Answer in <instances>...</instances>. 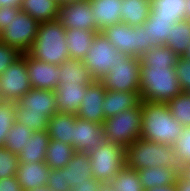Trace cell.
<instances>
[{
  "mask_svg": "<svg viewBox=\"0 0 190 191\" xmlns=\"http://www.w3.org/2000/svg\"><path fill=\"white\" fill-rule=\"evenodd\" d=\"M182 92L175 68L167 64H143L141 62V101L168 103Z\"/></svg>",
  "mask_w": 190,
  "mask_h": 191,
  "instance_id": "6da1fadb",
  "label": "cell"
},
{
  "mask_svg": "<svg viewBox=\"0 0 190 191\" xmlns=\"http://www.w3.org/2000/svg\"><path fill=\"white\" fill-rule=\"evenodd\" d=\"M184 127L172 116L167 103L142 101L140 137L145 140L173 145Z\"/></svg>",
  "mask_w": 190,
  "mask_h": 191,
  "instance_id": "7a4b0ae2",
  "label": "cell"
},
{
  "mask_svg": "<svg viewBox=\"0 0 190 191\" xmlns=\"http://www.w3.org/2000/svg\"><path fill=\"white\" fill-rule=\"evenodd\" d=\"M27 54L36 60L56 65L70 58L63 24L58 19L40 22L37 37Z\"/></svg>",
  "mask_w": 190,
  "mask_h": 191,
  "instance_id": "3957f363",
  "label": "cell"
},
{
  "mask_svg": "<svg viewBox=\"0 0 190 191\" xmlns=\"http://www.w3.org/2000/svg\"><path fill=\"white\" fill-rule=\"evenodd\" d=\"M125 166L137 171L156 166L180 167L173 145L141 137L125 147Z\"/></svg>",
  "mask_w": 190,
  "mask_h": 191,
  "instance_id": "277c9868",
  "label": "cell"
},
{
  "mask_svg": "<svg viewBox=\"0 0 190 191\" xmlns=\"http://www.w3.org/2000/svg\"><path fill=\"white\" fill-rule=\"evenodd\" d=\"M142 126V102L132 109L124 110L102 122L106 141L124 148L140 138Z\"/></svg>",
  "mask_w": 190,
  "mask_h": 191,
  "instance_id": "5b68a950",
  "label": "cell"
},
{
  "mask_svg": "<svg viewBox=\"0 0 190 191\" xmlns=\"http://www.w3.org/2000/svg\"><path fill=\"white\" fill-rule=\"evenodd\" d=\"M101 32L117 50L131 57L141 58L154 46L153 42H148L147 31L141 26H129L120 22L105 27Z\"/></svg>",
  "mask_w": 190,
  "mask_h": 191,
  "instance_id": "8992f818",
  "label": "cell"
},
{
  "mask_svg": "<svg viewBox=\"0 0 190 191\" xmlns=\"http://www.w3.org/2000/svg\"><path fill=\"white\" fill-rule=\"evenodd\" d=\"M93 177L102 184H109L125 167V148L105 141L89 153Z\"/></svg>",
  "mask_w": 190,
  "mask_h": 191,
  "instance_id": "52a82bcc",
  "label": "cell"
},
{
  "mask_svg": "<svg viewBox=\"0 0 190 191\" xmlns=\"http://www.w3.org/2000/svg\"><path fill=\"white\" fill-rule=\"evenodd\" d=\"M128 55L117 50L102 32H98L93 43L82 59L84 66L89 70L94 80H100L112 66H116L120 58H127Z\"/></svg>",
  "mask_w": 190,
  "mask_h": 191,
  "instance_id": "ba28073f",
  "label": "cell"
},
{
  "mask_svg": "<svg viewBox=\"0 0 190 191\" xmlns=\"http://www.w3.org/2000/svg\"><path fill=\"white\" fill-rule=\"evenodd\" d=\"M99 81L106 90L121 92L140 91L141 59L128 56L120 58Z\"/></svg>",
  "mask_w": 190,
  "mask_h": 191,
  "instance_id": "9c48e42d",
  "label": "cell"
},
{
  "mask_svg": "<svg viewBox=\"0 0 190 191\" xmlns=\"http://www.w3.org/2000/svg\"><path fill=\"white\" fill-rule=\"evenodd\" d=\"M2 33L0 41L26 54L37 37L39 22L26 12L20 11Z\"/></svg>",
  "mask_w": 190,
  "mask_h": 191,
  "instance_id": "30bf717a",
  "label": "cell"
},
{
  "mask_svg": "<svg viewBox=\"0 0 190 191\" xmlns=\"http://www.w3.org/2000/svg\"><path fill=\"white\" fill-rule=\"evenodd\" d=\"M31 89L26 69V54H22L0 75V98L17 102Z\"/></svg>",
  "mask_w": 190,
  "mask_h": 191,
  "instance_id": "8fae6325",
  "label": "cell"
},
{
  "mask_svg": "<svg viewBox=\"0 0 190 191\" xmlns=\"http://www.w3.org/2000/svg\"><path fill=\"white\" fill-rule=\"evenodd\" d=\"M57 19L65 29H84L101 32L93 17L89 0H74L60 3Z\"/></svg>",
  "mask_w": 190,
  "mask_h": 191,
  "instance_id": "7c38bea8",
  "label": "cell"
},
{
  "mask_svg": "<svg viewBox=\"0 0 190 191\" xmlns=\"http://www.w3.org/2000/svg\"><path fill=\"white\" fill-rule=\"evenodd\" d=\"M106 89L99 80L92 81L86 87V92L76 116L83 120L100 123L105 120L103 102Z\"/></svg>",
  "mask_w": 190,
  "mask_h": 191,
  "instance_id": "4fadbf2b",
  "label": "cell"
},
{
  "mask_svg": "<svg viewBox=\"0 0 190 191\" xmlns=\"http://www.w3.org/2000/svg\"><path fill=\"white\" fill-rule=\"evenodd\" d=\"M106 141L102 124L77 118L72 147L75 152L89 154Z\"/></svg>",
  "mask_w": 190,
  "mask_h": 191,
  "instance_id": "5bb4252c",
  "label": "cell"
},
{
  "mask_svg": "<svg viewBox=\"0 0 190 191\" xmlns=\"http://www.w3.org/2000/svg\"><path fill=\"white\" fill-rule=\"evenodd\" d=\"M26 69L31 88L56 90L60 75L59 65L36 60L26 53Z\"/></svg>",
  "mask_w": 190,
  "mask_h": 191,
  "instance_id": "9a60e30c",
  "label": "cell"
},
{
  "mask_svg": "<svg viewBox=\"0 0 190 191\" xmlns=\"http://www.w3.org/2000/svg\"><path fill=\"white\" fill-rule=\"evenodd\" d=\"M16 103L26 113L44 114L48 119L58 112L53 90L31 88Z\"/></svg>",
  "mask_w": 190,
  "mask_h": 191,
  "instance_id": "2e32d148",
  "label": "cell"
},
{
  "mask_svg": "<svg viewBox=\"0 0 190 191\" xmlns=\"http://www.w3.org/2000/svg\"><path fill=\"white\" fill-rule=\"evenodd\" d=\"M50 168L43 162H19L16 173L17 182L20 184L22 191H29L47 184Z\"/></svg>",
  "mask_w": 190,
  "mask_h": 191,
  "instance_id": "e0dca14e",
  "label": "cell"
},
{
  "mask_svg": "<svg viewBox=\"0 0 190 191\" xmlns=\"http://www.w3.org/2000/svg\"><path fill=\"white\" fill-rule=\"evenodd\" d=\"M87 85L60 84L54 91L58 112L76 115L84 98Z\"/></svg>",
  "mask_w": 190,
  "mask_h": 191,
  "instance_id": "ac0fdd59",
  "label": "cell"
},
{
  "mask_svg": "<svg viewBox=\"0 0 190 191\" xmlns=\"http://www.w3.org/2000/svg\"><path fill=\"white\" fill-rule=\"evenodd\" d=\"M141 102L140 91L121 92L106 90L103 102L105 119L113 117L124 110L136 108Z\"/></svg>",
  "mask_w": 190,
  "mask_h": 191,
  "instance_id": "d6986e66",
  "label": "cell"
},
{
  "mask_svg": "<svg viewBox=\"0 0 190 191\" xmlns=\"http://www.w3.org/2000/svg\"><path fill=\"white\" fill-rule=\"evenodd\" d=\"M180 173V167L156 166L138 170L139 179L144 190L172 185L177 181Z\"/></svg>",
  "mask_w": 190,
  "mask_h": 191,
  "instance_id": "ffe728a7",
  "label": "cell"
},
{
  "mask_svg": "<svg viewBox=\"0 0 190 191\" xmlns=\"http://www.w3.org/2000/svg\"><path fill=\"white\" fill-rule=\"evenodd\" d=\"M97 28L102 31L105 27L120 23L122 0H89Z\"/></svg>",
  "mask_w": 190,
  "mask_h": 191,
  "instance_id": "44dd1931",
  "label": "cell"
},
{
  "mask_svg": "<svg viewBox=\"0 0 190 191\" xmlns=\"http://www.w3.org/2000/svg\"><path fill=\"white\" fill-rule=\"evenodd\" d=\"M65 178L69 188L74 189L79 183L86 179H93L90 155L82 152H75L72 159L64 167Z\"/></svg>",
  "mask_w": 190,
  "mask_h": 191,
  "instance_id": "7402d4cb",
  "label": "cell"
},
{
  "mask_svg": "<svg viewBox=\"0 0 190 191\" xmlns=\"http://www.w3.org/2000/svg\"><path fill=\"white\" fill-rule=\"evenodd\" d=\"M78 117L63 112L55 113L48 121L47 133L51 139L71 145L73 143L75 122Z\"/></svg>",
  "mask_w": 190,
  "mask_h": 191,
  "instance_id": "603a6c76",
  "label": "cell"
},
{
  "mask_svg": "<svg viewBox=\"0 0 190 191\" xmlns=\"http://www.w3.org/2000/svg\"><path fill=\"white\" fill-rule=\"evenodd\" d=\"M51 138L46 130L33 131L28 142L18 153L19 162H43L45 160L46 148L49 145Z\"/></svg>",
  "mask_w": 190,
  "mask_h": 191,
  "instance_id": "cb8c5ba5",
  "label": "cell"
},
{
  "mask_svg": "<svg viewBox=\"0 0 190 191\" xmlns=\"http://www.w3.org/2000/svg\"><path fill=\"white\" fill-rule=\"evenodd\" d=\"M60 84H82L89 85L94 79L89 70L84 66L83 61L79 59L68 58L59 65Z\"/></svg>",
  "mask_w": 190,
  "mask_h": 191,
  "instance_id": "d4e9b609",
  "label": "cell"
},
{
  "mask_svg": "<svg viewBox=\"0 0 190 191\" xmlns=\"http://www.w3.org/2000/svg\"><path fill=\"white\" fill-rule=\"evenodd\" d=\"M97 33L95 30L66 29V40L70 58L84 59Z\"/></svg>",
  "mask_w": 190,
  "mask_h": 191,
  "instance_id": "484cf974",
  "label": "cell"
},
{
  "mask_svg": "<svg viewBox=\"0 0 190 191\" xmlns=\"http://www.w3.org/2000/svg\"><path fill=\"white\" fill-rule=\"evenodd\" d=\"M59 6V0H23L20 8L40 23L56 20Z\"/></svg>",
  "mask_w": 190,
  "mask_h": 191,
  "instance_id": "4316f807",
  "label": "cell"
},
{
  "mask_svg": "<svg viewBox=\"0 0 190 191\" xmlns=\"http://www.w3.org/2000/svg\"><path fill=\"white\" fill-rule=\"evenodd\" d=\"M121 19L129 26H142L151 11L150 0H122Z\"/></svg>",
  "mask_w": 190,
  "mask_h": 191,
  "instance_id": "83f0119b",
  "label": "cell"
},
{
  "mask_svg": "<svg viewBox=\"0 0 190 191\" xmlns=\"http://www.w3.org/2000/svg\"><path fill=\"white\" fill-rule=\"evenodd\" d=\"M150 2L149 16L173 19L174 22L186 19V0H150Z\"/></svg>",
  "mask_w": 190,
  "mask_h": 191,
  "instance_id": "f1b7e54d",
  "label": "cell"
},
{
  "mask_svg": "<svg viewBox=\"0 0 190 191\" xmlns=\"http://www.w3.org/2000/svg\"><path fill=\"white\" fill-rule=\"evenodd\" d=\"M74 153L75 149L72 145L51 139L46 148L44 162L50 169H60L68 164Z\"/></svg>",
  "mask_w": 190,
  "mask_h": 191,
  "instance_id": "f546056e",
  "label": "cell"
},
{
  "mask_svg": "<svg viewBox=\"0 0 190 191\" xmlns=\"http://www.w3.org/2000/svg\"><path fill=\"white\" fill-rule=\"evenodd\" d=\"M174 23L173 19L149 16L141 27L147 31L148 42H153L154 45H165L169 38V32L174 28Z\"/></svg>",
  "mask_w": 190,
  "mask_h": 191,
  "instance_id": "4dcf8cb0",
  "label": "cell"
},
{
  "mask_svg": "<svg viewBox=\"0 0 190 191\" xmlns=\"http://www.w3.org/2000/svg\"><path fill=\"white\" fill-rule=\"evenodd\" d=\"M190 43V21L187 19L174 23V28L169 32L166 46L171 48L179 57L183 56Z\"/></svg>",
  "mask_w": 190,
  "mask_h": 191,
  "instance_id": "1f68e13d",
  "label": "cell"
},
{
  "mask_svg": "<svg viewBox=\"0 0 190 191\" xmlns=\"http://www.w3.org/2000/svg\"><path fill=\"white\" fill-rule=\"evenodd\" d=\"M140 59L143 64H167L175 68L178 56L166 45L156 44L148 49Z\"/></svg>",
  "mask_w": 190,
  "mask_h": 191,
  "instance_id": "d6a6232c",
  "label": "cell"
},
{
  "mask_svg": "<svg viewBox=\"0 0 190 191\" xmlns=\"http://www.w3.org/2000/svg\"><path fill=\"white\" fill-rule=\"evenodd\" d=\"M32 134V130L15 121L7 134L4 147L11 153L18 155Z\"/></svg>",
  "mask_w": 190,
  "mask_h": 191,
  "instance_id": "836d02e7",
  "label": "cell"
},
{
  "mask_svg": "<svg viewBox=\"0 0 190 191\" xmlns=\"http://www.w3.org/2000/svg\"><path fill=\"white\" fill-rule=\"evenodd\" d=\"M114 191H144L138 171L124 167L108 184Z\"/></svg>",
  "mask_w": 190,
  "mask_h": 191,
  "instance_id": "e575fe53",
  "label": "cell"
},
{
  "mask_svg": "<svg viewBox=\"0 0 190 191\" xmlns=\"http://www.w3.org/2000/svg\"><path fill=\"white\" fill-rule=\"evenodd\" d=\"M167 106L172 116L183 126H190V92L183 91L171 99Z\"/></svg>",
  "mask_w": 190,
  "mask_h": 191,
  "instance_id": "d590c367",
  "label": "cell"
},
{
  "mask_svg": "<svg viewBox=\"0 0 190 191\" xmlns=\"http://www.w3.org/2000/svg\"><path fill=\"white\" fill-rule=\"evenodd\" d=\"M16 122L28 127L32 131L47 130L49 119L44 114L26 113L15 103Z\"/></svg>",
  "mask_w": 190,
  "mask_h": 191,
  "instance_id": "8d00e7d4",
  "label": "cell"
},
{
  "mask_svg": "<svg viewBox=\"0 0 190 191\" xmlns=\"http://www.w3.org/2000/svg\"><path fill=\"white\" fill-rule=\"evenodd\" d=\"M16 121L15 102H0V147H4V143L9 130Z\"/></svg>",
  "mask_w": 190,
  "mask_h": 191,
  "instance_id": "74e56055",
  "label": "cell"
},
{
  "mask_svg": "<svg viewBox=\"0 0 190 191\" xmlns=\"http://www.w3.org/2000/svg\"><path fill=\"white\" fill-rule=\"evenodd\" d=\"M173 148L180 169L190 164V126L184 127L182 135L174 142Z\"/></svg>",
  "mask_w": 190,
  "mask_h": 191,
  "instance_id": "f35d334b",
  "label": "cell"
},
{
  "mask_svg": "<svg viewBox=\"0 0 190 191\" xmlns=\"http://www.w3.org/2000/svg\"><path fill=\"white\" fill-rule=\"evenodd\" d=\"M19 159L5 147H0V179L16 176Z\"/></svg>",
  "mask_w": 190,
  "mask_h": 191,
  "instance_id": "ab89813d",
  "label": "cell"
},
{
  "mask_svg": "<svg viewBox=\"0 0 190 191\" xmlns=\"http://www.w3.org/2000/svg\"><path fill=\"white\" fill-rule=\"evenodd\" d=\"M175 71L182 91L190 92V59L179 56Z\"/></svg>",
  "mask_w": 190,
  "mask_h": 191,
  "instance_id": "60d3db41",
  "label": "cell"
},
{
  "mask_svg": "<svg viewBox=\"0 0 190 191\" xmlns=\"http://www.w3.org/2000/svg\"><path fill=\"white\" fill-rule=\"evenodd\" d=\"M64 178V167L60 169H50L46 185L53 191H71L68 182L65 181Z\"/></svg>",
  "mask_w": 190,
  "mask_h": 191,
  "instance_id": "b9f144b4",
  "label": "cell"
},
{
  "mask_svg": "<svg viewBox=\"0 0 190 191\" xmlns=\"http://www.w3.org/2000/svg\"><path fill=\"white\" fill-rule=\"evenodd\" d=\"M21 55L18 50L0 41V75Z\"/></svg>",
  "mask_w": 190,
  "mask_h": 191,
  "instance_id": "7bdbcfd3",
  "label": "cell"
},
{
  "mask_svg": "<svg viewBox=\"0 0 190 191\" xmlns=\"http://www.w3.org/2000/svg\"><path fill=\"white\" fill-rule=\"evenodd\" d=\"M21 11L20 7L2 6L0 7V33L9 26L12 19Z\"/></svg>",
  "mask_w": 190,
  "mask_h": 191,
  "instance_id": "ee69618b",
  "label": "cell"
},
{
  "mask_svg": "<svg viewBox=\"0 0 190 191\" xmlns=\"http://www.w3.org/2000/svg\"><path fill=\"white\" fill-rule=\"evenodd\" d=\"M102 188L103 184L99 180L93 178L82 181V183H79L71 191H101Z\"/></svg>",
  "mask_w": 190,
  "mask_h": 191,
  "instance_id": "f6af8a7d",
  "label": "cell"
},
{
  "mask_svg": "<svg viewBox=\"0 0 190 191\" xmlns=\"http://www.w3.org/2000/svg\"><path fill=\"white\" fill-rule=\"evenodd\" d=\"M0 191H22L15 176L0 179Z\"/></svg>",
  "mask_w": 190,
  "mask_h": 191,
  "instance_id": "bcb514c9",
  "label": "cell"
},
{
  "mask_svg": "<svg viewBox=\"0 0 190 191\" xmlns=\"http://www.w3.org/2000/svg\"><path fill=\"white\" fill-rule=\"evenodd\" d=\"M177 191H190V181L187 180L181 173L175 182Z\"/></svg>",
  "mask_w": 190,
  "mask_h": 191,
  "instance_id": "7dc6e473",
  "label": "cell"
},
{
  "mask_svg": "<svg viewBox=\"0 0 190 191\" xmlns=\"http://www.w3.org/2000/svg\"><path fill=\"white\" fill-rule=\"evenodd\" d=\"M23 0H0V7L2 6H12L20 7Z\"/></svg>",
  "mask_w": 190,
  "mask_h": 191,
  "instance_id": "c3c4849f",
  "label": "cell"
},
{
  "mask_svg": "<svg viewBox=\"0 0 190 191\" xmlns=\"http://www.w3.org/2000/svg\"><path fill=\"white\" fill-rule=\"evenodd\" d=\"M144 191H177L175 183L169 186H160V187H154L151 189H147Z\"/></svg>",
  "mask_w": 190,
  "mask_h": 191,
  "instance_id": "681fc988",
  "label": "cell"
},
{
  "mask_svg": "<svg viewBox=\"0 0 190 191\" xmlns=\"http://www.w3.org/2000/svg\"><path fill=\"white\" fill-rule=\"evenodd\" d=\"M181 174L190 181V164L181 168Z\"/></svg>",
  "mask_w": 190,
  "mask_h": 191,
  "instance_id": "f907efd6",
  "label": "cell"
},
{
  "mask_svg": "<svg viewBox=\"0 0 190 191\" xmlns=\"http://www.w3.org/2000/svg\"><path fill=\"white\" fill-rule=\"evenodd\" d=\"M186 19L190 21V0H186Z\"/></svg>",
  "mask_w": 190,
  "mask_h": 191,
  "instance_id": "816d5d0a",
  "label": "cell"
},
{
  "mask_svg": "<svg viewBox=\"0 0 190 191\" xmlns=\"http://www.w3.org/2000/svg\"><path fill=\"white\" fill-rule=\"evenodd\" d=\"M29 191H53L50 187H48L47 185L42 186V187H38L36 189H31Z\"/></svg>",
  "mask_w": 190,
  "mask_h": 191,
  "instance_id": "f5cc1de1",
  "label": "cell"
},
{
  "mask_svg": "<svg viewBox=\"0 0 190 191\" xmlns=\"http://www.w3.org/2000/svg\"><path fill=\"white\" fill-rule=\"evenodd\" d=\"M101 191H114V190L108 184H103V188Z\"/></svg>",
  "mask_w": 190,
  "mask_h": 191,
  "instance_id": "db71d44e",
  "label": "cell"
},
{
  "mask_svg": "<svg viewBox=\"0 0 190 191\" xmlns=\"http://www.w3.org/2000/svg\"><path fill=\"white\" fill-rule=\"evenodd\" d=\"M186 59H190V43L188 44V48L186 53L183 55Z\"/></svg>",
  "mask_w": 190,
  "mask_h": 191,
  "instance_id": "11a10c76",
  "label": "cell"
},
{
  "mask_svg": "<svg viewBox=\"0 0 190 191\" xmlns=\"http://www.w3.org/2000/svg\"><path fill=\"white\" fill-rule=\"evenodd\" d=\"M65 1H74V0H59L60 3H63Z\"/></svg>",
  "mask_w": 190,
  "mask_h": 191,
  "instance_id": "9f6ffc18",
  "label": "cell"
}]
</instances>
